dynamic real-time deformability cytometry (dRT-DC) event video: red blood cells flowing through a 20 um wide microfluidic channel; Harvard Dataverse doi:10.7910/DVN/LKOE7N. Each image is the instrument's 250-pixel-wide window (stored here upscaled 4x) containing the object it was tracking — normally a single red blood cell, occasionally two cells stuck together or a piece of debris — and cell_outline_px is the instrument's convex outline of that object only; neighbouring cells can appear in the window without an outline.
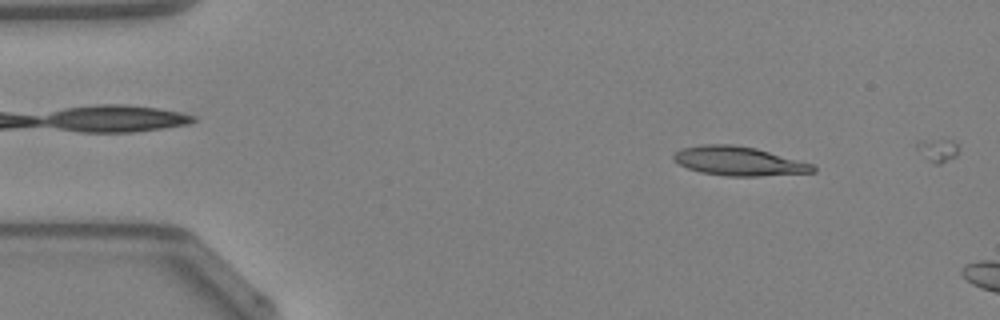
{"species": "Egyptian fruit bat (a non-hibernating species)", "species_latin": "Rousettus aegyptiacus", "temperature_condition": "warm", "stored_images_in_passage": 8, "camera_frame_rate_fps": 3000, "um_per_image_px": 0.085, "animal": {"sex": "female"}, "frame": {"image": 1, "passage_image": 5, "time_ms": 1.333, "image_size_px": [1000, 320], "cell_outline_px": [[816, 172], [760, 176], [728, 176], [700, 172], [688, 168], [680, 164], [672, 156], [680, 148], [704, 144], [732, 144], [756, 148], [812, 164], [816, 168]], "centroid_in_image_um": [62.79, 13.69], "position_along_channel_um": 22.2, "area_um2": 23.41}}